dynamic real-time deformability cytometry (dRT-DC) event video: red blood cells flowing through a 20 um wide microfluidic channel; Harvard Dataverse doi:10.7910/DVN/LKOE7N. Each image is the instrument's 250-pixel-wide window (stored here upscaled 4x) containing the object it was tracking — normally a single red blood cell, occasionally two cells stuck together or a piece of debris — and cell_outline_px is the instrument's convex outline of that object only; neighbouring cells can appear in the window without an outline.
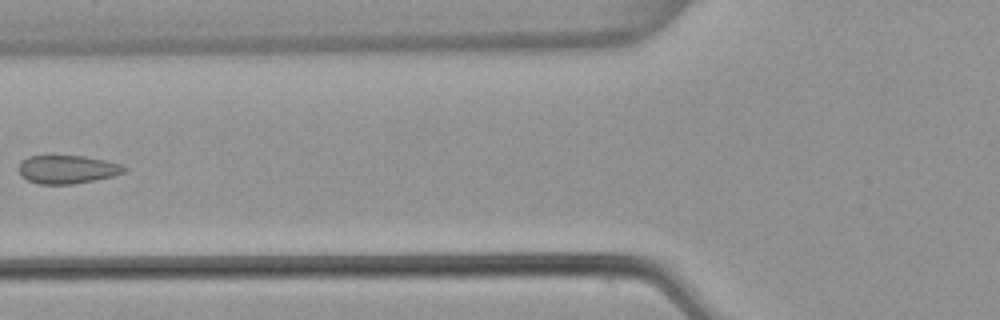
{"species": "common noctule bat (a hibernating species)", "species_latin": "Nyctalus noctula", "temperature_condition": "warm", "stored_images_in_passage": 4, "camera_frame_rate_fps": 3000, "um_per_image_px": 0.085, "animal": {"sex": "female", "body_mass_g": 22.7, "forearm_length_mm": 54.2}, "frame": {"image": 1, "passage_image": 4, "time_ms": 1.0, "image_size_px": [1000, 320], "cell_outline_px": [[128, 168], [124, 172], [112, 176], [96, 180], [72, 184], [40, 184], [28, 180], [20, 176], [16, 168], [20, 160], [28, 156], [84, 156], [104, 160], [120, 164]], "centroid_in_image_um": [5.66, 14.4], "position_along_channel_um": 120.1, "area_um2": 17.57}}